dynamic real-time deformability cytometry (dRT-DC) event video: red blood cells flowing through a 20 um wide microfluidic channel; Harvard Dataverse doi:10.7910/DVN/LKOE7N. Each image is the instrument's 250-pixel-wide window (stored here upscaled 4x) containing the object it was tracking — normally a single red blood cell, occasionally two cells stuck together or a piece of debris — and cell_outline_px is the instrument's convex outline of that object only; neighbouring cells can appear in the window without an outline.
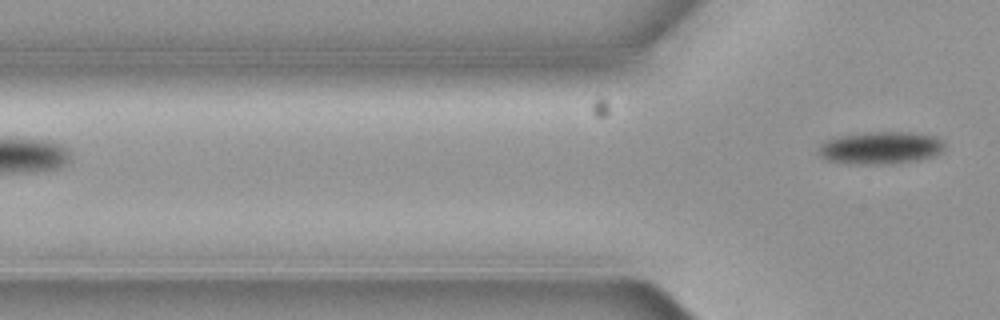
{"species": "common noctule bat (a hibernating species)", "species_latin": "Nyctalus noctula", "temperature_condition": "cold", "stored_images_in_passage": 3, "camera_frame_rate_fps": 3000, "um_per_image_px": 0.085, "animal": {"sex": "female", "body_mass_g": 19.3, "forearm_length_mm": 54.1}, "frame": {"image": 1, "passage_image": 3, "time_ms": 0.667, "image_size_px": [1000, 320], "cell_outline_px": [[944, 148], [940, 152], [932, 156], [912, 160], [880, 164], [848, 164], [828, 160], [820, 156], [816, 148], [824, 140], [840, 136], [864, 132], [916, 132], [932, 136], [940, 140], [944, 144]], "centroid_in_image_um": [74.76, 12.55], "position_along_channel_um": 51.0, "area_um2": 23.7}}